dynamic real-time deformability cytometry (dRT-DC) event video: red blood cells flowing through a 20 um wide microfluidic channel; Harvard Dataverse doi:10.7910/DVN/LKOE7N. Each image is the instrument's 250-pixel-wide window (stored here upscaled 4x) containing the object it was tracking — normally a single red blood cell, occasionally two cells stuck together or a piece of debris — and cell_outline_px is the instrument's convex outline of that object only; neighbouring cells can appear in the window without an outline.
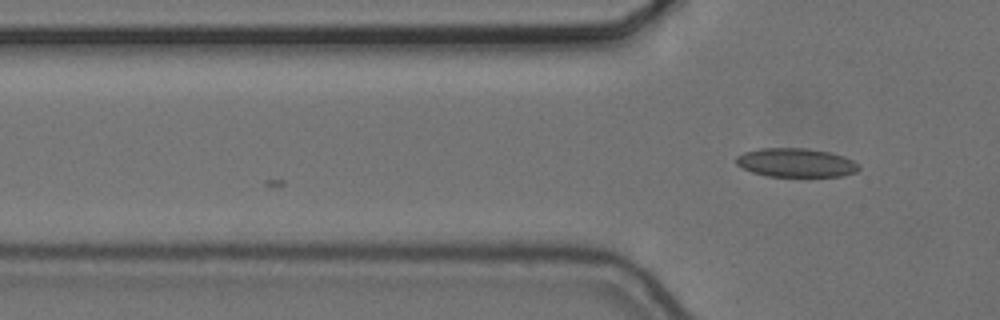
{"species": "common noctule bat (a hibernating species)", "species_latin": "Nyctalus noctula", "temperature_condition": "cold", "stored_images_in_passage": 3, "camera_frame_rate_fps": 3000, "um_per_image_px": 0.085, "animal": {"sex": "female", "body_mass_g": 24.6, "forearm_length_mm": 56.2}, "frame": {"image": 1, "passage_image": 3, "time_ms": 0.667, "image_size_px": [1000, 320], "cell_outline_px": [[860, 168], [856, 172], [844, 176], [768, 176], [752, 172], [736, 164], [736, 156], [744, 152], [760, 148], [804, 148], [828, 152], [844, 156], [860, 164]], "centroid_in_image_um": [67.67, 13.83], "position_along_channel_um": 58.1, "area_um2": 20.58}}